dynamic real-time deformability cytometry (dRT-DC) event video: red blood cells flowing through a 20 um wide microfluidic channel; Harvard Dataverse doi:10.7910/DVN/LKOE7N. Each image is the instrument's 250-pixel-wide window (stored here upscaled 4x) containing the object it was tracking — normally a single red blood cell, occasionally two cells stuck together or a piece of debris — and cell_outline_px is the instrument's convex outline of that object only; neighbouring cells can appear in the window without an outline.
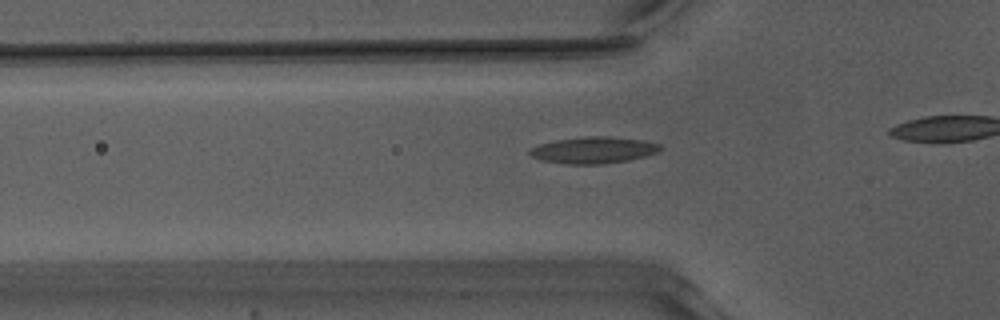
{"species": "Egyptian fruit bat (a non-hibernating species)", "species_latin": "Rousettus aegyptiacus", "temperature_condition": "warm", "stored_images_in_passage": 28, "camera_frame_rate_fps": 3000, "um_per_image_px": 0.085, "animal": {"sex": "male"}, "frame": {"image": 1, "passage_image": 4, "time_ms": 1.0, "image_size_px": [1000, 320], "cell_outline_px": [[664, 148], [656, 152], [644, 156], [628, 160], [604, 164], [564, 164], [540, 160], [532, 156], [528, 152], [532, 148], [540, 144], [556, 140], [588, 136], [608, 136], [640, 140], [660, 144]], "centroid_in_image_um": [50.44, 12.76], "position_along_channel_um": 75.4, "area_um2": 20.06}}
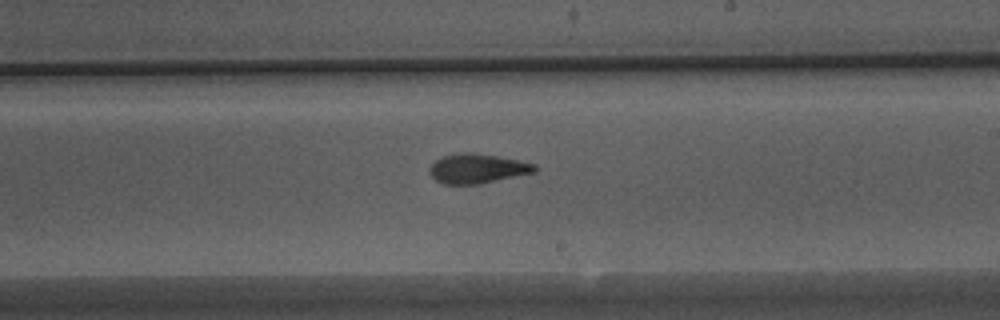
{"frame": {"image": 2, "passage_image": 17, "time_ms": 5.333, "image_size_px": [1000, 320], "cell_outline_px": [[536, 172], [480, 184], [444, 184], [436, 180], [428, 172], [428, 168], [440, 156], [464, 152], [468, 152], [496, 156], [536, 164]], "centroid_in_image_um": [40.54, 14.33], "position_along_channel_um": 248.5, "area_um2": 18.03}}
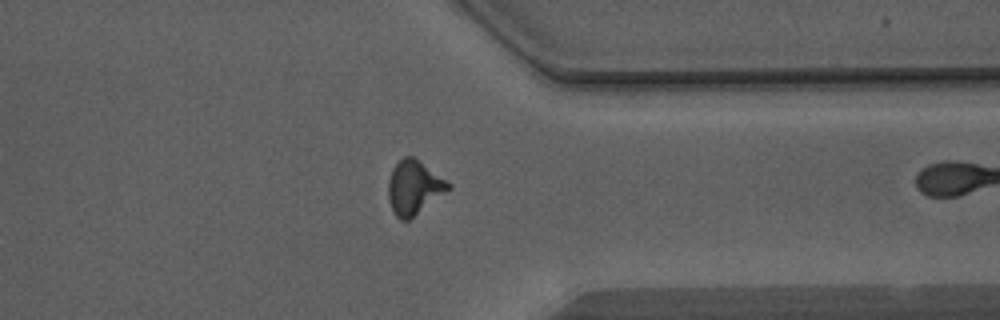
{"frame": {"image": 3, "passage_image": 27, "time_ms": 8.667, "image_size_px": [1000, 320], "cell_outline_px": [[452, 188], [408, 220], [400, 220], [396, 216], [388, 200], [388, 180], [392, 168], [404, 156], [412, 156], [452, 184]], "centroid_in_image_um": [35.18, 15.94], "position_along_channel_um": 376.2, "area_um2": 18.67}}